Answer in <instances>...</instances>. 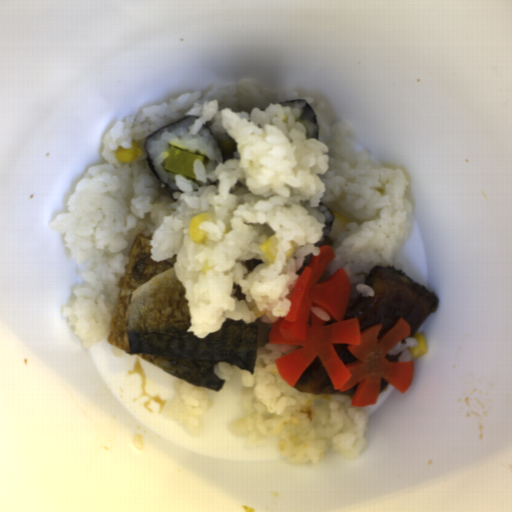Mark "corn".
Listing matches in <instances>:
<instances>
[{
  "mask_svg": "<svg viewBox=\"0 0 512 512\" xmlns=\"http://www.w3.org/2000/svg\"><path fill=\"white\" fill-rule=\"evenodd\" d=\"M413 337L416 340V345L413 347H408V350H409L411 356L414 358V357H418V356H421V355H424L425 353H427L428 346H427L426 339H425L423 333L418 332Z\"/></svg>",
  "mask_w": 512,
  "mask_h": 512,
  "instance_id": "5cfa1b94",
  "label": "corn"
},
{
  "mask_svg": "<svg viewBox=\"0 0 512 512\" xmlns=\"http://www.w3.org/2000/svg\"><path fill=\"white\" fill-rule=\"evenodd\" d=\"M209 218V213L206 212L197 214L195 217L192 218L188 229V234L191 241L197 244L202 243L206 239V234L200 228V225L203 221L209 220Z\"/></svg>",
  "mask_w": 512,
  "mask_h": 512,
  "instance_id": "51d56268",
  "label": "corn"
},
{
  "mask_svg": "<svg viewBox=\"0 0 512 512\" xmlns=\"http://www.w3.org/2000/svg\"><path fill=\"white\" fill-rule=\"evenodd\" d=\"M142 155L138 142H132L128 148L118 147L115 157L119 163H129L137 160Z\"/></svg>",
  "mask_w": 512,
  "mask_h": 512,
  "instance_id": "f1292c28",
  "label": "corn"
}]
</instances>
